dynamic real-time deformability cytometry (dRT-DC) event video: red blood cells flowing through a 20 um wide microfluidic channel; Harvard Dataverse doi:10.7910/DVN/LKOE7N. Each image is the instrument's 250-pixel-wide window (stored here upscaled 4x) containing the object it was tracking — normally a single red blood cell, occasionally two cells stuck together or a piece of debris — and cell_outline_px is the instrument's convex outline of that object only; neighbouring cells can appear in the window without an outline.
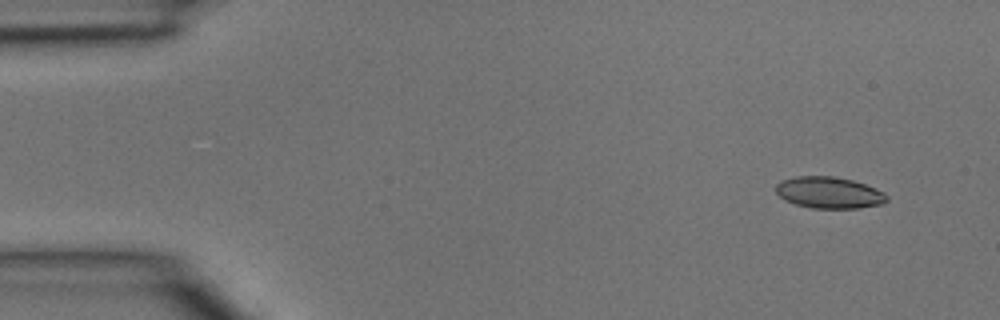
{"species": "common noctule bat (a hibernating species)", "species_latin": "Nyctalus noctula", "temperature_condition": "room temperature", "stored_images_in_passage": 5, "camera_frame_rate_fps": 3000, "um_per_image_px": 0.085, "animal": {"sex": "male", "body_mass_g": 15.6}, "frame": {"image": 1, "passage_image": 1, "time_ms": 0.0, "image_size_px": [1000, 320], "cell_outline_px": [[888, 200], [884, 204], [856, 208], [812, 208], [796, 204], [784, 200], [776, 192], [776, 184], [780, 180], [796, 176], [836, 176], [852, 180], [876, 188], [884, 192], [888, 196]], "centroid_in_image_um": [70.48, 16.37], "position_along_channel_um": 14.5, "area_um2": 20.52}}